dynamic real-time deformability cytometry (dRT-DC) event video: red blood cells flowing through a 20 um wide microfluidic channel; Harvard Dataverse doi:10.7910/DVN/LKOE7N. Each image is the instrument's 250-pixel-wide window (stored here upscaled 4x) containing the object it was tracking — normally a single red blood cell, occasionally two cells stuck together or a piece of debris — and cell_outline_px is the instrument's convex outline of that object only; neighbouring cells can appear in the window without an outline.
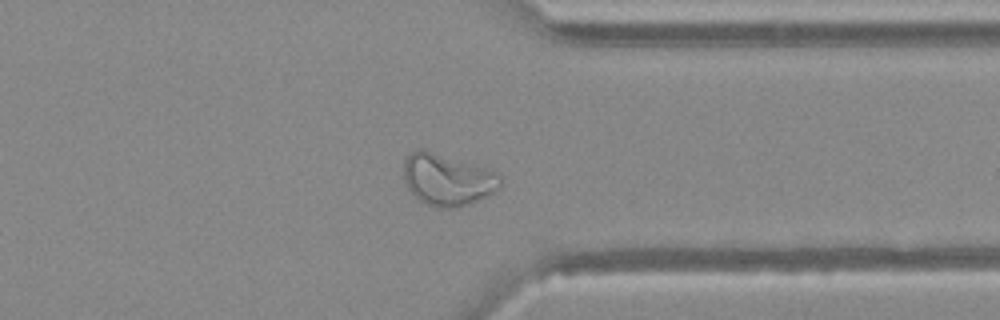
{"species": "Egyptian fruit bat (a non-hibernating species)", "species_latin": "Rousettus aegyptiacus", "temperature_condition": "warm", "stored_images_in_passage": 40, "camera_frame_rate_fps": 3000, "um_per_image_px": 0.085, "animal": {"sex": "female"}, "frame": {"image": 1, "passage_image": 30, "time_ms": 9.667, "image_size_px": [1000, 320], "cell_outline_px": [[504, 180], [500, 188], [496, 192], [488, 196], [468, 204], [456, 208], [436, 208], [420, 200], [408, 188], [404, 180], [404, 160], [416, 148], [424, 148], [488, 168], [500, 172]], "centroid_in_image_um": [38.1, 15.25], "position_along_channel_um": 373.3, "area_um2": 29.77}}
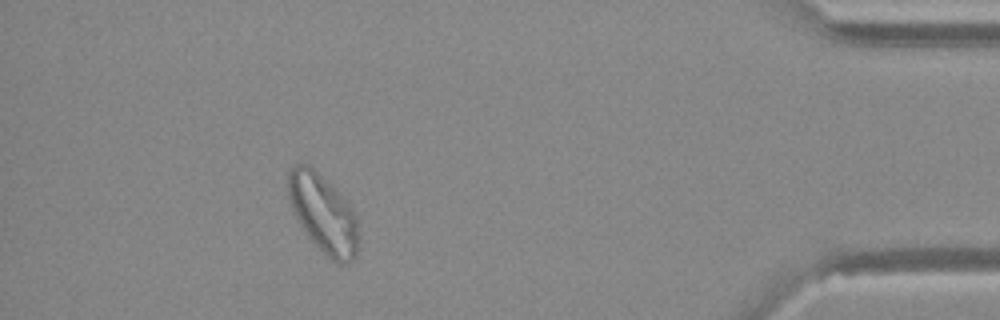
{"frame": {"image": 2, "passage_image": 36, "time_ms": 11.667, "image_size_px": [1000, 320], "cell_outline_px": [[360, 240], [356, 256], [348, 264], [340, 264], [332, 260], [308, 236], [300, 224], [296, 216], [288, 196], [288, 172], [296, 164], [308, 164], [336, 188], [340, 192], [356, 216]], "centroid_in_image_um": [27.51, 18.17], "position_along_channel_um": 407.7, "area_um2": 31.96}}